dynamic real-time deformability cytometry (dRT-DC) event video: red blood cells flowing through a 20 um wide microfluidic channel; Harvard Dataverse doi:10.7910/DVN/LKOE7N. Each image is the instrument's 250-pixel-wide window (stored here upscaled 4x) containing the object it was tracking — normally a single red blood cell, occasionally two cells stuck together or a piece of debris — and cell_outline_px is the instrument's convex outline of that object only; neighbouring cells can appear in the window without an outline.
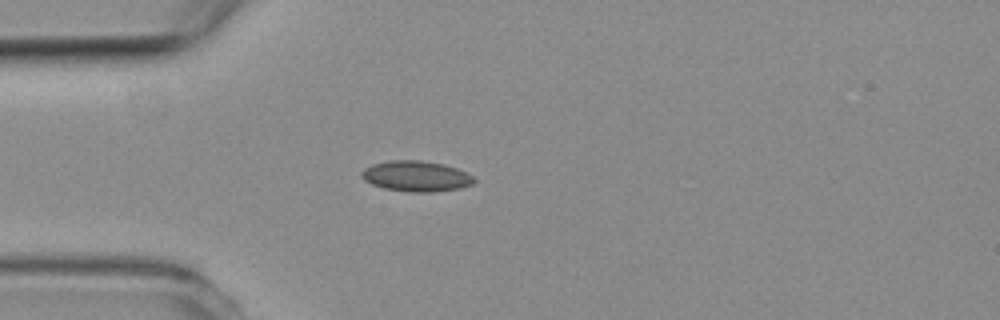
{"species": "common noctule bat (a hibernating species)", "species_latin": "Nyctalus noctula", "temperature_condition": "room temperature", "stored_images_in_passage": 1, "camera_frame_rate_fps": 3000, "um_per_image_px": 0.085, "animal": {"sex": "female", "body_mass_g": 19.3, "forearm_length_mm": 54.1}, "frame": {"image": 1, "passage_image": 1, "time_ms": 0.0, "image_size_px": [1000, 320], "cell_outline_px": [[476, 180], [472, 184], [460, 188], [432, 192], [412, 192], [384, 188], [372, 184], [364, 180], [360, 176], [360, 172], [364, 168], [372, 164], [388, 160], [420, 160], [444, 164], [456, 168], [472, 176]], "centroid_in_image_um": [35.33, 14.97], "position_along_channel_um": 49.7, "area_um2": 20.06}}